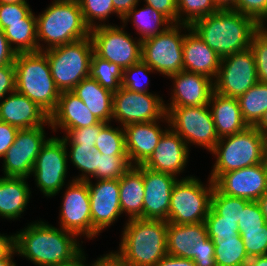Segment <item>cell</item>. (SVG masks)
<instances>
[{
    "label": "cell",
    "mask_w": 267,
    "mask_h": 266,
    "mask_svg": "<svg viewBox=\"0 0 267 266\" xmlns=\"http://www.w3.org/2000/svg\"><path fill=\"white\" fill-rule=\"evenodd\" d=\"M76 237L43 221L33 222L15 234V250L35 265L52 266L70 261L83 251Z\"/></svg>",
    "instance_id": "6da1fadb"
},
{
    "label": "cell",
    "mask_w": 267,
    "mask_h": 266,
    "mask_svg": "<svg viewBox=\"0 0 267 266\" xmlns=\"http://www.w3.org/2000/svg\"><path fill=\"white\" fill-rule=\"evenodd\" d=\"M190 28L220 58L251 46L253 35L261 26L251 17L238 11L218 10L194 21Z\"/></svg>",
    "instance_id": "7a4b0ae2"
},
{
    "label": "cell",
    "mask_w": 267,
    "mask_h": 266,
    "mask_svg": "<svg viewBox=\"0 0 267 266\" xmlns=\"http://www.w3.org/2000/svg\"><path fill=\"white\" fill-rule=\"evenodd\" d=\"M168 222L128 219L119 251L112 254L125 266H155L167 252Z\"/></svg>",
    "instance_id": "3957f363"
},
{
    "label": "cell",
    "mask_w": 267,
    "mask_h": 266,
    "mask_svg": "<svg viewBox=\"0 0 267 266\" xmlns=\"http://www.w3.org/2000/svg\"><path fill=\"white\" fill-rule=\"evenodd\" d=\"M14 65L16 91L50 115L56 109L60 91L51 75L47 55L43 51L17 53Z\"/></svg>",
    "instance_id": "277c9868"
},
{
    "label": "cell",
    "mask_w": 267,
    "mask_h": 266,
    "mask_svg": "<svg viewBox=\"0 0 267 266\" xmlns=\"http://www.w3.org/2000/svg\"><path fill=\"white\" fill-rule=\"evenodd\" d=\"M36 20L37 41L47 42L44 50L90 36L78 0H54Z\"/></svg>",
    "instance_id": "5b68a950"
},
{
    "label": "cell",
    "mask_w": 267,
    "mask_h": 266,
    "mask_svg": "<svg viewBox=\"0 0 267 266\" xmlns=\"http://www.w3.org/2000/svg\"><path fill=\"white\" fill-rule=\"evenodd\" d=\"M264 139L265 135L253 126L219 138L212 151L217 158L210 179L214 182L223 173L262 163Z\"/></svg>",
    "instance_id": "8992f818"
},
{
    "label": "cell",
    "mask_w": 267,
    "mask_h": 266,
    "mask_svg": "<svg viewBox=\"0 0 267 266\" xmlns=\"http://www.w3.org/2000/svg\"><path fill=\"white\" fill-rule=\"evenodd\" d=\"M43 52L47 55L51 75L60 93L72 91L89 77L91 56L94 53L90 36Z\"/></svg>",
    "instance_id": "52a82bcc"
},
{
    "label": "cell",
    "mask_w": 267,
    "mask_h": 266,
    "mask_svg": "<svg viewBox=\"0 0 267 266\" xmlns=\"http://www.w3.org/2000/svg\"><path fill=\"white\" fill-rule=\"evenodd\" d=\"M208 182V186L203 185L193 176L177 180L171 193L167 222L183 225L205 222L215 188L210 178Z\"/></svg>",
    "instance_id": "ba28073f"
},
{
    "label": "cell",
    "mask_w": 267,
    "mask_h": 266,
    "mask_svg": "<svg viewBox=\"0 0 267 266\" xmlns=\"http://www.w3.org/2000/svg\"><path fill=\"white\" fill-rule=\"evenodd\" d=\"M186 24H172L162 33L142 40V60L160 74L170 76L183 70V41Z\"/></svg>",
    "instance_id": "9c48e42d"
},
{
    "label": "cell",
    "mask_w": 267,
    "mask_h": 266,
    "mask_svg": "<svg viewBox=\"0 0 267 266\" xmlns=\"http://www.w3.org/2000/svg\"><path fill=\"white\" fill-rule=\"evenodd\" d=\"M168 125L185 143H193L212 152L219 141L208 105L165 107Z\"/></svg>",
    "instance_id": "30bf717a"
},
{
    "label": "cell",
    "mask_w": 267,
    "mask_h": 266,
    "mask_svg": "<svg viewBox=\"0 0 267 266\" xmlns=\"http://www.w3.org/2000/svg\"><path fill=\"white\" fill-rule=\"evenodd\" d=\"M123 28L101 23L90 29V37L98 57L125 69L142 60V40L134 41Z\"/></svg>",
    "instance_id": "8fae6325"
},
{
    "label": "cell",
    "mask_w": 267,
    "mask_h": 266,
    "mask_svg": "<svg viewBox=\"0 0 267 266\" xmlns=\"http://www.w3.org/2000/svg\"><path fill=\"white\" fill-rule=\"evenodd\" d=\"M258 82L254 53L249 47L221 58L214 91L238 99Z\"/></svg>",
    "instance_id": "7c38bea8"
},
{
    "label": "cell",
    "mask_w": 267,
    "mask_h": 266,
    "mask_svg": "<svg viewBox=\"0 0 267 266\" xmlns=\"http://www.w3.org/2000/svg\"><path fill=\"white\" fill-rule=\"evenodd\" d=\"M67 149L61 138H48L35 160L31 175L34 174L37 187L47 197L55 196L65 185Z\"/></svg>",
    "instance_id": "4fadbf2b"
},
{
    "label": "cell",
    "mask_w": 267,
    "mask_h": 266,
    "mask_svg": "<svg viewBox=\"0 0 267 266\" xmlns=\"http://www.w3.org/2000/svg\"><path fill=\"white\" fill-rule=\"evenodd\" d=\"M113 118L123 127L133 123L159 121L160 119L169 123L161 97L152 93L131 91L124 87H121L113 95Z\"/></svg>",
    "instance_id": "5bb4252c"
},
{
    "label": "cell",
    "mask_w": 267,
    "mask_h": 266,
    "mask_svg": "<svg viewBox=\"0 0 267 266\" xmlns=\"http://www.w3.org/2000/svg\"><path fill=\"white\" fill-rule=\"evenodd\" d=\"M43 128L44 125L19 129L13 145L2 157L4 176L29 178L41 147L48 140Z\"/></svg>",
    "instance_id": "9a60e30c"
},
{
    "label": "cell",
    "mask_w": 267,
    "mask_h": 266,
    "mask_svg": "<svg viewBox=\"0 0 267 266\" xmlns=\"http://www.w3.org/2000/svg\"><path fill=\"white\" fill-rule=\"evenodd\" d=\"M91 206V238L114 223L122 214L119 201L118 179L97 180L95 185L86 181Z\"/></svg>",
    "instance_id": "2e32d148"
},
{
    "label": "cell",
    "mask_w": 267,
    "mask_h": 266,
    "mask_svg": "<svg viewBox=\"0 0 267 266\" xmlns=\"http://www.w3.org/2000/svg\"><path fill=\"white\" fill-rule=\"evenodd\" d=\"M61 206L60 226L75 235L91 238V206L86 181L72 180L67 187Z\"/></svg>",
    "instance_id": "e0dca14e"
},
{
    "label": "cell",
    "mask_w": 267,
    "mask_h": 266,
    "mask_svg": "<svg viewBox=\"0 0 267 266\" xmlns=\"http://www.w3.org/2000/svg\"><path fill=\"white\" fill-rule=\"evenodd\" d=\"M215 187L223 194L258 201L267 192V170L262 163L221 174Z\"/></svg>",
    "instance_id": "ac0fdd59"
},
{
    "label": "cell",
    "mask_w": 267,
    "mask_h": 266,
    "mask_svg": "<svg viewBox=\"0 0 267 266\" xmlns=\"http://www.w3.org/2000/svg\"><path fill=\"white\" fill-rule=\"evenodd\" d=\"M177 178L143 167V219L168 221L171 193Z\"/></svg>",
    "instance_id": "d6986e66"
},
{
    "label": "cell",
    "mask_w": 267,
    "mask_h": 266,
    "mask_svg": "<svg viewBox=\"0 0 267 266\" xmlns=\"http://www.w3.org/2000/svg\"><path fill=\"white\" fill-rule=\"evenodd\" d=\"M188 149V144L174 130L168 128L142 166L177 177L186 167Z\"/></svg>",
    "instance_id": "ffe728a7"
},
{
    "label": "cell",
    "mask_w": 267,
    "mask_h": 266,
    "mask_svg": "<svg viewBox=\"0 0 267 266\" xmlns=\"http://www.w3.org/2000/svg\"><path fill=\"white\" fill-rule=\"evenodd\" d=\"M174 80L172 101L165 107L208 105L214 91V80L194 72L182 70L169 76Z\"/></svg>",
    "instance_id": "44dd1931"
},
{
    "label": "cell",
    "mask_w": 267,
    "mask_h": 266,
    "mask_svg": "<svg viewBox=\"0 0 267 266\" xmlns=\"http://www.w3.org/2000/svg\"><path fill=\"white\" fill-rule=\"evenodd\" d=\"M0 121L18 129L49 125V114L27 96L14 91L0 102Z\"/></svg>",
    "instance_id": "7402d4cb"
},
{
    "label": "cell",
    "mask_w": 267,
    "mask_h": 266,
    "mask_svg": "<svg viewBox=\"0 0 267 266\" xmlns=\"http://www.w3.org/2000/svg\"><path fill=\"white\" fill-rule=\"evenodd\" d=\"M159 121L124 126L126 151L131 165H142L153 153L163 133ZM134 163V164H133Z\"/></svg>",
    "instance_id": "603a6c76"
},
{
    "label": "cell",
    "mask_w": 267,
    "mask_h": 266,
    "mask_svg": "<svg viewBox=\"0 0 267 266\" xmlns=\"http://www.w3.org/2000/svg\"><path fill=\"white\" fill-rule=\"evenodd\" d=\"M51 129L73 130L100 122L72 91L60 93L56 109L49 115Z\"/></svg>",
    "instance_id": "cb8c5ba5"
},
{
    "label": "cell",
    "mask_w": 267,
    "mask_h": 266,
    "mask_svg": "<svg viewBox=\"0 0 267 266\" xmlns=\"http://www.w3.org/2000/svg\"><path fill=\"white\" fill-rule=\"evenodd\" d=\"M183 41V70L216 79L221 58L188 25Z\"/></svg>",
    "instance_id": "d4e9b609"
},
{
    "label": "cell",
    "mask_w": 267,
    "mask_h": 266,
    "mask_svg": "<svg viewBox=\"0 0 267 266\" xmlns=\"http://www.w3.org/2000/svg\"><path fill=\"white\" fill-rule=\"evenodd\" d=\"M207 235L205 222L184 225L168 222L167 252L171 256L194 260L199 255L200 240Z\"/></svg>",
    "instance_id": "484cf974"
},
{
    "label": "cell",
    "mask_w": 267,
    "mask_h": 266,
    "mask_svg": "<svg viewBox=\"0 0 267 266\" xmlns=\"http://www.w3.org/2000/svg\"><path fill=\"white\" fill-rule=\"evenodd\" d=\"M208 106L219 138L234 135L248 127L242 117L237 98L220 95L213 91Z\"/></svg>",
    "instance_id": "4316f807"
},
{
    "label": "cell",
    "mask_w": 267,
    "mask_h": 266,
    "mask_svg": "<svg viewBox=\"0 0 267 266\" xmlns=\"http://www.w3.org/2000/svg\"><path fill=\"white\" fill-rule=\"evenodd\" d=\"M118 181L122 213H127L129 219H143V166L132 165Z\"/></svg>",
    "instance_id": "83f0119b"
},
{
    "label": "cell",
    "mask_w": 267,
    "mask_h": 266,
    "mask_svg": "<svg viewBox=\"0 0 267 266\" xmlns=\"http://www.w3.org/2000/svg\"><path fill=\"white\" fill-rule=\"evenodd\" d=\"M24 177H0V216L9 220L21 217L29 203L30 189Z\"/></svg>",
    "instance_id": "f1b7e54d"
},
{
    "label": "cell",
    "mask_w": 267,
    "mask_h": 266,
    "mask_svg": "<svg viewBox=\"0 0 267 266\" xmlns=\"http://www.w3.org/2000/svg\"><path fill=\"white\" fill-rule=\"evenodd\" d=\"M72 92L77 95L90 112L100 121L109 123L113 114L114 93L102 87L90 77L77 84Z\"/></svg>",
    "instance_id": "f546056e"
},
{
    "label": "cell",
    "mask_w": 267,
    "mask_h": 266,
    "mask_svg": "<svg viewBox=\"0 0 267 266\" xmlns=\"http://www.w3.org/2000/svg\"><path fill=\"white\" fill-rule=\"evenodd\" d=\"M129 19H132L136 30L141 34V37L139 38L140 40L158 35L172 25L163 14L148 5L140 10H137L135 6L124 16L122 22L125 24Z\"/></svg>",
    "instance_id": "4dcf8cb0"
},
{
    "label": "cell",
    "mask_w": 267,
    "mask_h": 266,
    "mask_svg": "<svg viewBox=\"0 0 267 266\" xmlns=\"http://www.w3.org/2000/svg\"><path fill=\"white\" fill-rule=\"evenodd\" d=\"M3 31L16 54L44 51V47L37 41V22L7 23Z\"/></svg>",
    "instance_id": "1f68e13d"
},
{
    "label": "cell",
    "mask_w": 267,
    "mask_h": 266,
    "mask_svg": "<svg viewBox=\"0 0 267 266\" xmlns=\"http://www.w3.org/2000/svg\"><path fill=\"white\" fill-rule=\"evenodd\" d=\"M215 245L216 266H247L249 257L240 234L234 237L211 239Z\"/></svg>",
    "instance_id": "d6a6232c"
},
{
    "label": "cell",
    "mask_w": 267,
    "mask_h": 266,
    "mask_svg": "<svg viewBox=\"0 0 267 266\" xmlns=\"http://www.w3.org/2000/svg\"><path fill=\"white\" fill-rule=\"evenodd\" d=\"M242 117L254 126L267 110V84L258 82L238 98Z\"/></svg>",
    "instance_id": "836d02e7"
},
{
    "label": "cell",
    "mask_w": 267,
    "mask_h": 266,
    "mask_svg": "<svg viewBox=\"0 0 267 266\" xmlns=\"http://www.w3.org/2000/svg\"><path fill=\"white\" fill-rule=\"evenodd\" d=\"M123 69L95 53L91 56L89 77L95 79L102 87L115 93L121 88Z\"/></svg>",
    "instance_id": "e575fe53"
},
{
    "label": "cell",
    "mask_w": 267,
    "mask_h": 266,
    "mask_svg": "<svg viewBox=\"0 0 267 266\" xmlns=\"http://www.w3.org/2000/svg\"><path fill=\"white\" fill-rule=\"evenodd\" d=\"M66 145H70V152L67 153L73 165L82 171L81 177L73 180L87 181L92 176L96 178V150L95 147H85L74 145L66 136L61 138ZM90 176V177H88Z\"/></svg>",
    "instance_id": "d590c367"
},
{
    "label": "cell",
    "mask_w": 267,
    "mask_h": 266,
    "mask_svg": "<svg viewBox=\"0 0 267 266\" xmlns=\"http://www.w3.org/2000/svg\"><path fill=\"white\" fill-rule=\"evenodd\" d=\"M95 150L104 155L128 156L124 128H113L109 123H106L97 137Z\"/></svg>",
    "instance_id": "8d00e7d4"
},
{
    "label": "cell",
    "mask_w": 267,
    "mask_h": 266,
    "mask_svg": "<svg viewBox=\"0 0 267 266\" xmlns=\"http://www.w3.org/2000/svg\"><path fill=\"white\" fill-rule=\"evenodd\" d=\"M250 201L244 198L232 197L221 193L216 187L211 196V208L222 217V219L241 220L242 211Z\"/></svg>",
    "instance_id": "74e56055"
},
{
    "label": "cell",
    "mask_w": 267,
    "mask_h": 266,
    "mask_svg": "<svg viewBox=\"0 0 267 266\" xmlns=\"http://www.w3.org/2000/svg\"><path fill=\"white\" fill-rule=\"evenodd\" d=\"M128 156H110L96 150V179H120L131 167Z\"/></svg>",
    "instance_id": "f35d334b"
},
{
    "label": "cell",
    "mask_w": 267,
    "mask_h": 266,
    "mask_svg": "<svg viewBox=\"0 0 267 266\" xmlns=\"http://www.w3.org/2000/svg\"><path fill=\"white\" fill-rule=\"evenodd\" d=\"M218 10L212 0H177V23L191 25Z\"/></svg>",
    "instance_id": "ab89813d"
},
{
    "label": "cell",
    "mask_w": 267,
    "mask_h": 266,
    "mask_svg": "<svg viewBox=\"0 0 267 266\" xmlns=\"http://www.w3.org/2000/svg\"><path fill=\"white\" fill-rule=\"evenodd\" d=\"M84 22L92 29L98 26L94 19L99 21L107 20L106 18L112 13H116L112 0H78Z\"/></svg>",
    "instance_id": "60d3db41"
},
{
    "label": "cell",
    "mask_w": 267,
    "mask_h": 266,
    "mask_svg": "<svg viewBox=\"0 0 267 266\" xmlns=\"http://www.w3.org/2000/svg\"><path fill=\"white\" fill-rule=\"evenodd\" d=\"M207 234L210 239L234 237L239 234L238 223L222 219L211 207L205 219Z\"/></svg>",
    "instance_id": "b9f144b4"
},
{
    "label": "cell",
    "mask_w": 267,
    "mask_h": 266,
    "mask_svg": "<svg viewBox=\"0 0 267 266\" xmlns=\"http://www.w3.org/2000/svg\"><path fill=\"white\" fill-rule=\"evenodd\" d=\"M250 48L255 57L257 76L260 82L267 84V28H261L253 35Z\"/></svg>",
    "instance_id": "7bdbcfd3"
},
{
    "label": "cell",
    "mask_w": 267,
    "mask_h": 266,
    "mask_svg": "<svg viewBox=\"0 0 267 266\" xmlns=\"http://www.w3.org/2000/svg\"><path fill=\"white\" fill-rule=\"evenodd\" d=\"M249 258L267 254V223L262 228L239 231Z\"/></svg>",
    "instance_id": "ee69618b"
},
{
    "label": "cell",
    "mask_w": 267,
    "mask_h": 266,
    "mask_svg": "<svg viewBox=\"0 0 267 266\" xmlns=\"http://www.w3.org/2000/svg\"><path fill=\"white\" fill-rule=\"evenodd\" d=\"M37 22L28 3L0 4V28L4 30L7 23Z\"/></svg>",
    "instance_id": "f6af8a7d"
},
{
    "label": "cell",
    "mask_w": 267,
    "mask_h": 266,
    "mask_svg": "<svg viewBox=\"0 0 267 266\" xmlns=\"http://www.w3.org/2000/svg\"><path fill=\"white\" fill-rule=\"evenodd\" d=\"M153 71L154 70L150 68L143 60H140L138 63H135L130 67L123 69L121 87L139 93H151L148 92V89H146L148 87L147 85H142L145 81H142L141 83V80H139V78L143 75L145 77H148V73Z\"/></svg>",
    "instance_id": "bcb514c9"
},
{
    "label": "cell",
    "mask_w": 267,
    "mask_h": 266,
    "mask_svg": "<svg viewBox=\"0 0 267 266\" xmlns=\"http://www.w3.org/2000/svg\"><path fill=\"white\" fill-rule=\"evenodd\" d=\"M105 122L100 121L96 125L77 128L66 131V137L74 144L85 147H95L97 137Z\"/></svg>",
    "instance_id": "7dc6e473"
},
{
    "label": "cell",
    "mask_w": 267,
    "mask_h": 266,
    "mask_svg": "<svg viewBox=\"0 0 267 266\" xmlns=\"http://www.w3.org/2000/svg\"><path fill=\"white\" fill-rule=\"evenodd\" d=\"M232 10L253 18L260 26L267 21V0H236Z\"/></svg>",
    "instance_id": "c3c4849f"
},
{
    "label": "cell",
    "mask_w": 267,
    "mask_h": 266,
    "mask_svg": "<svg viewBox=\"0 0 267 266\" xmlns=\"http://www.w3.org/2000/svg\"><path fill=\"white\" fill-rule=\"evenodd\" d=\"M266 224L261 207L257 201H250L242 211L238 222L239 231L245 229L262 228Z\"/></svg>",
    "instance_id": "681fc988"
},
{
    "label": "cell",
    "mask_w": 267,
    "mask_h": 266,
    "mask_svg": "<svg viewBox=\"0 0 267 266\" xmlns=\"http://www.w3.org/2000/svg\"><path fill=\"white\" fill-rule=\"evenodd\" d=\"M16 91L15 65L0 66V101L7 93Z\"/></svg>",
    "instance_id": "f907efd6"
},
{
    "label": "cell",
    "mask_w": 267,
    "mask_h": 266,
    "mask_svg": "<svg viewBox=\"0 0 267 266\" xmlns=\"http://www.w3.org/2000/svg\"><path fill=\"white\" fill-rule=\"evenodd\" d=\"M215 245L208 235L200 240L199 255L193 260L196 266H216L214 258Z\"/></svg>",
    "instance_id": "816d5d0a"
},
{
    "label": "cell",
    "mask_w": 267,
    "mask_h": 266,
    "mask_svg": "<svg viewBox=\"0 0 267 266\" xmlns=\"http://www.w3.org/2000/svg\"><path fill=\"white\" fill-rule=\"evenodd\" d=\"M145 5L151 6L163 14L172 24L177 23V0H145Z\"/></svg>",
    "instance_id": "f5cc1de1"
},
{
    "label": "cell",
    "mask_w": 267,
    "mask_h": 266,
    "mask_svg": "<svg viewBox=\"0 0 267 266\" xmlns=\"http://www.w3.org/2000/svg\"><path fill=\"white\" fill-rule=\"evenodd\" d=\"M18 128L0 121V158L13 145Z\"/></svg>",
    "instance_id": "db71d44e"
},
{
    "label": "cell",
    "mask_w": 267,
    "mask_h": 266,
    "mask_svg": "<svg viewBox=\"0 0 267 266\" xmlns=\"http://www.w3.org/2000/svg\"><path fill=\"white\" fill-rule=\"evenodd\" d=\"M16 52L10 47L9 42L0 28V66L14 64Z\"/></svg>",
    "instance_id": "11a10c76"
},
{
    "label": "cell",
    "mask_w": 267,
    "mask_h": 266,
    "mask_svg": "<svg viewBox=\"0 0 267 266\" xmlns=\"http://www.w3.org/2000/svg\"><path fill=\"white\" fill-rule=\"evenodd\" d=\"M139 1L140 0H112L114 10L121 20L130 10L138 5Z\"/></svg>",
    "instance_id": "9f6ffc18"
},
{
    "label": "cell",
    "mask_w": 267,
    "mask_h": 266,
    "mask_svg": "<svg viewBox=\"0 0 267 266\" xmlns=\"http://www.w3.org/2000/svg\"><path fill=\"white\" fill-rule=\"evenodd\" d=\"M155 266H196L192 259L167 254Z\"/></svg>",
    "instance_id": "6f0895ef"
},
{
    "label": "cell",
    "mask_w": 267,
    "mask_h": 266,
    "mask_svg": "<svg viewBox=\"0 0 267 266\" xmlns=\"http://www.w3.org/2000/svg\"><path fill=\"white\" fill-rule=\"evenodd\" d=\"M15 249V235L0 234V259L7 257Z\"/></svg>",
    "instance_id": "680465c9"
},
{
    "label": "cell",
    "mask_w": 267,
    "mask_h": 266,
    "mask_svg": "<svg viewBox=\"0 0 267 266\" xmlns=\"http://www.w3.org/2000/svg\"><path fill=\"white\" fill-rule=\"evenodd\" d=\"M91 265L92 266H125L112 254V252L104 255L103 257L97 258V260Z\"/></svg>",
    "instance_id": "91938a15"
},
{
    "label": "cell",
    "mask_w": 267,
    "mask_h": 266,
    "mask_svg": "<svg viewBox=\"0 0 267 266\" xmlns=\"http://www.w3.org/2000/svg\"><path fill=\"white\" fill-rule=\"evenodd\" d=\"M85 259L86 257L84 253L81 251L76 257H74L70 261L59 263V264L52 265V266H87L83 262Z\"/></svg>",
    "instance_id": "94428289"
},
{
    "label": "cell",
    "mask_w": 267,
    "mask_h": 266,
    "mask_svg": "<svg viewBox=\"0 0 267 266\" xmlns=\"http://www.w3.org/2000/svg\"><path fill=\"white\" fill-rule=\"evenodd\" d=\"M253 127L257 129L261 134L265 136L267 135V110Z\"/></svg>",
    "instance_id": "6125c7cd"
},
{
    "label": "cell",
    "mask_w": 267,
    "mask_h": 266,
    "mask_svg": "<svg viewBox=\"0 0 267 266\" xmlns=\"http://www.w3.org/2000/svg\"><path fill=\"white\" fill-rule=\"evenodd\" d=\"M212 1L219 10L233 9L236 4V0H212Z\"/></svg>",
    "instance_id": "be15d7a7"
},
{
    "label": "cell",
    "mask_w": 267,
    "mask_h": 266,
    "mask_svg": "<svg viewBox=\"0 0 267 266\" xmlns=\"http://www.w3.org/2000/svg\"><path fill=\"white\" fill-rule=\"evenodd\" d=\"M247 266H267V254L251 257L247 262Z\"/></svg>",
    "instance_id": "e7e4bbea"
},
{
    "label": "cell",
    "mask_w": 267,
    "mask_h": 266,
    "mask_svg": "<svg viewBox=\"0 0 267 266\" xmlns=\"http://www.w3.org/2000/svg\"><path fill=\"white\" fill-rule=\"evenodd\" d=\"M261 207L262 214L264 215L265 221L267 223V192L260 197L257 201Z\"/></svg>",
    "instance_id": "03108f58"
},
{
    "label": "cell",
    "mask_w": 267,
    "mask_h": 266,
    "mask_svg": "<svg viewBox=\"0 0 267 266\" xmlns=\"http://www.w3.org/2000/svg\"><path fill=\"white\" fill-rule=\"evenodd\" d=\"M14 253H17L15 249L7 257L0 259V266H16V264L12 261Z\"/></svg>",
    "instance_id": "003e7915"
},
{
    "label": "cell",
    "mask_w": 267,
    "mask_h": 266,
    "mask_svg": "<svg viewBox=\"0 0 267 266\" xmlns=\"http://www.w3.org/2000/svg\"><path fill=\"white\" fill-rule=\"evenodd\" d=\"M262 164L267 170V136H265V139L263 142Z\"/></svg>",
    "instance_id": "a7ac6f4b"
},
{
    "label": "cell",
    "mask_w": 267,
    "mask_h": 266,
    "mask_svg": "<svg viewBox=\"0 0 267 266\" xmlns=\"http://www.w3.org/2000/svg\"><path fill=\"white\" fill-rule=\"evenodd\" d=\"M27 3L26 0H0V4Z\"/></svg>",
    "instance_id": "89a4df30"
}]
</instances>
